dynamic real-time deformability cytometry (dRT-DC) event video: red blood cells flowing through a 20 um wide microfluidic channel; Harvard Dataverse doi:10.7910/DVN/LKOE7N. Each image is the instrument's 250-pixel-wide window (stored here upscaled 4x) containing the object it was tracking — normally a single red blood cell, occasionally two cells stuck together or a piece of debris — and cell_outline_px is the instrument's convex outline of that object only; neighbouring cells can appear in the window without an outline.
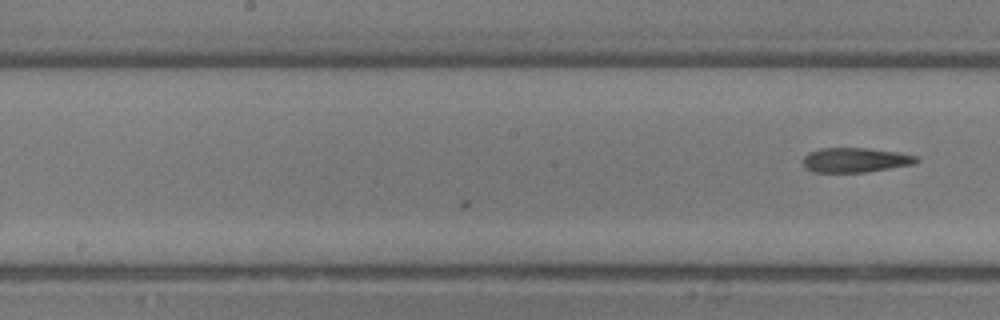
{"species": "common noctule bat (a hibernating species)", "species_latin": "Nyctalus noctula", "temperature_condition": "room temperature", "stored_images_in_passage": 13, "camera_frame_rate_fps": 3000, "um_per_image_px": 0.085, "animal": {"sex": "male", "body_mass_g": 13.3}, "frame": {"image": 1, "passage_image": 13, "time_ms": 4.0, "image_size_px": [1000, 320], "cell_outline_px": [[920, 160], [912, 164], [864, 172], [816, 172], [808, 168], [804, 164], [804, 156], [808, 152], [820, 148], [868, 148], [896, 152], [916, 156]], "centroid_in_image_um": [72.69, 13.59], "position_along_channel_um": 175.5, "area_um2": 15.95}}